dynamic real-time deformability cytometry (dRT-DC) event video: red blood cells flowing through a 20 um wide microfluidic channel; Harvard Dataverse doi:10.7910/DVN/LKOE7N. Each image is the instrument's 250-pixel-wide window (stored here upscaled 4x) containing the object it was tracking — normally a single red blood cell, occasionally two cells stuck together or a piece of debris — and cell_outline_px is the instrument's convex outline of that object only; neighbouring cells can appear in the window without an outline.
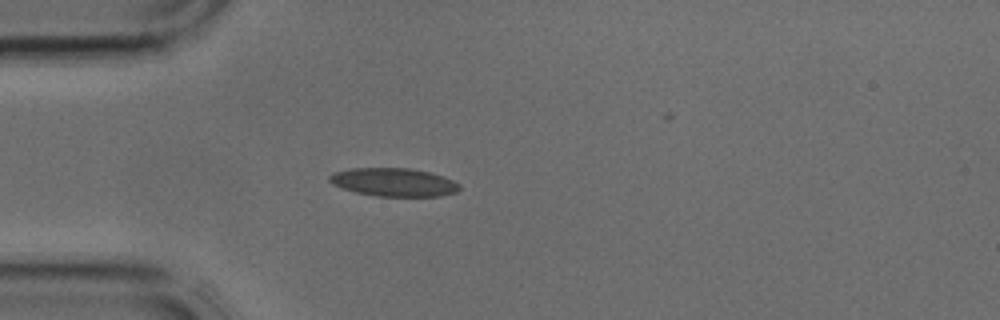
{"species": "common noctule bat (a hibernating species)", "species_latin": "Nyctalus noctula", "temperature_condition": "cold", "stored_images_in_passage": 1, "camera_frame_rate_fps": 3000, "um_per_image_px": 0.085, "animal": {"sex": "male", "body_mass_g": 17.9, "forearm_length_mm": 54.2}, "frame": {"image": 1, "passage_image": 1, "time_ms": 0.0, "image_size_px": [1000, 320], "cell_outline_px": [[460, 188], [456, 192], [440, 196], [380, 196], [356, 192], [332, 184], [328, 180], [328, 176], [336, 172], [352, 168], [412, 168], [444, 176], [460, 184]], "centroid_in_image_um": [33.49, 15.48], "position_along_channel_um": 51.5, "area_um2": 21.27}}